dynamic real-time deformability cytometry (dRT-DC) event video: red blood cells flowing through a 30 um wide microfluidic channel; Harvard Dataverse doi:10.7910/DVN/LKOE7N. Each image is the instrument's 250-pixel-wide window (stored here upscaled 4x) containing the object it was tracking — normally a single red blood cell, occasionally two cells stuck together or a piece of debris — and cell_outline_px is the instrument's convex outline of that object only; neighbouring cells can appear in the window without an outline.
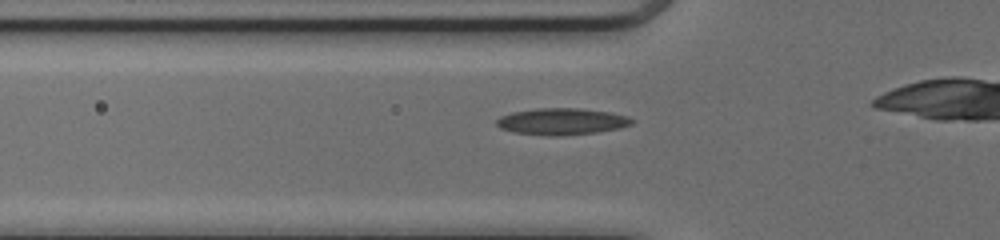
{"species": "common noctule bat (a hibernating species)", "species_latin": "Nyctalus noctula", "temperature_condition": "cold", "stored_images_in_passage": 29, "camera_frame_rate_fps": 3000, "um_per_image_px": 0.085, "animal": {"sex": "female", "body_mass_g": 17.0, "forearm_length_mm": 48.0}, "frame": {"image": 1, "passage_image": 6, "time_ms": 1.667, "image_size_px": [1000, 240], "cell_outline_px": [[636, 120], [632, 124], [620, 128], [596, 132], [560, 136], [548, 136], [512, 132], [500, 128], [496, 124], [496, 120], [500, 116], [512, 112], [536, 108], [580, 108], [612, 112], [628, 116]], "centroid_in_image_um": [47.76, 10.32], "position_along_channel_um": 78.0, "area_um2": 21.27}}
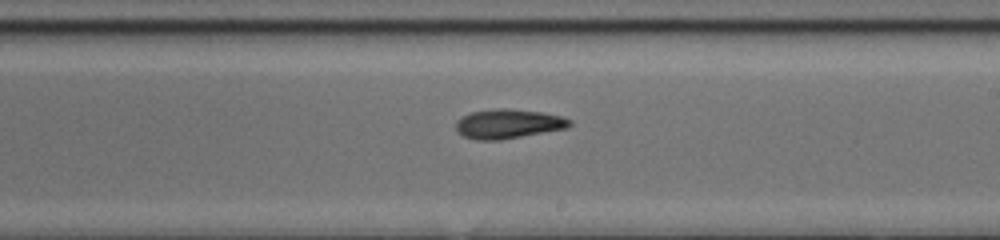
{"frame": {"image": 2, "passage_image": 18, "time_ms": 5.667, "image_size_px": [1000, 240], "cell_outline_px": [[572, 124], [568, 128], [500, 140], [476, 140], [464, 136], [456, 132], [456, 120], [472, 112], [500, 108], [504, 108], [540, 112], [560, 116], [572, 120]], "centroid_in_image_um": [43.2, 10.54], "position_along_channel_um": 245.8, "area_um2": 19.36}}
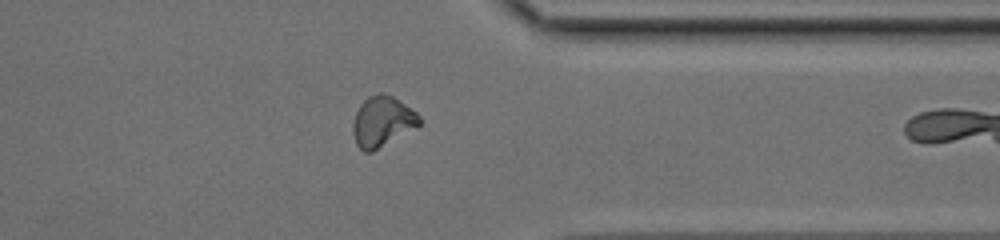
{"frame": {"image": 3, "passage_image": 28, "time_ms": 9.0, "image_size_px": [1000, 240], "cell_outline_px": [[420, 124], [416, 128], [372, 152], [364, 152], [356, 144], [352, 132], [352, 124], [356, 112], [360, 104], [368, 96], [380, 92], [392, 96], [416, 112], [420, 116]], "centroid_in_image_um": [32.48, 10.34], "position_along_channel_um": 378.9, "area_um2": 19.54}}